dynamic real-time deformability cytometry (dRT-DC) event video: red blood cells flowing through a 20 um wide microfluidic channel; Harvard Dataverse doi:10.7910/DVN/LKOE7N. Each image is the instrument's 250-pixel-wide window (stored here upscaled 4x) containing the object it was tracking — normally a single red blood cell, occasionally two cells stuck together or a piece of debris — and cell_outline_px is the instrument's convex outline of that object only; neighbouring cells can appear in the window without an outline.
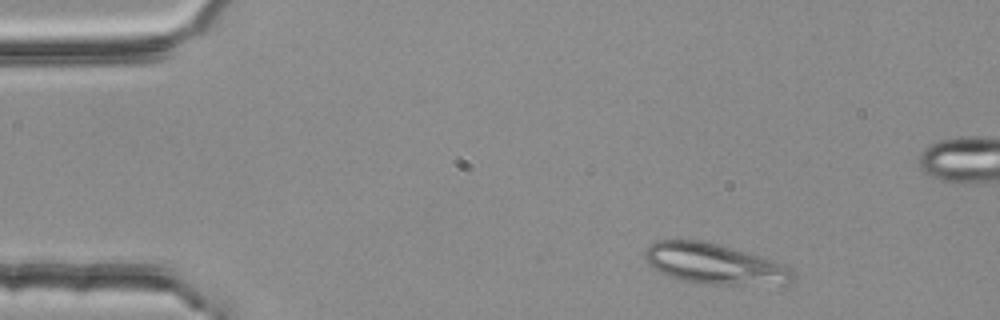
{"species": "common noctule bat (a hibernating species)", "species_latin": "Nyctalus noctula", "temperature_condition": "room temperature", "stored_images_in_passage": 3, "camera_frame_rate_fps": 3000, "um_per_image_px": 0.085, "animal": {"sex": "female", "body_mass_g": 25.1}, "frame": {"image": 1, "passage_image": 1, "time_ms": 0.0, "image_size_px": [1000, 320], "cell_outline_px": [[796, 276], [788, 284], [708, 284], [684, 280], [660, 272], [652, 268], [648, 264], [644, 256], [644, 252], [648, 244], [656, 240], [700, 240], [748, 252], [772, 260], [792, 268], [796, 272]], "centroid_in_image_um": [60.73, 22.42], "position_along_channel_um": 24.3, "area_um2": 34.8}}